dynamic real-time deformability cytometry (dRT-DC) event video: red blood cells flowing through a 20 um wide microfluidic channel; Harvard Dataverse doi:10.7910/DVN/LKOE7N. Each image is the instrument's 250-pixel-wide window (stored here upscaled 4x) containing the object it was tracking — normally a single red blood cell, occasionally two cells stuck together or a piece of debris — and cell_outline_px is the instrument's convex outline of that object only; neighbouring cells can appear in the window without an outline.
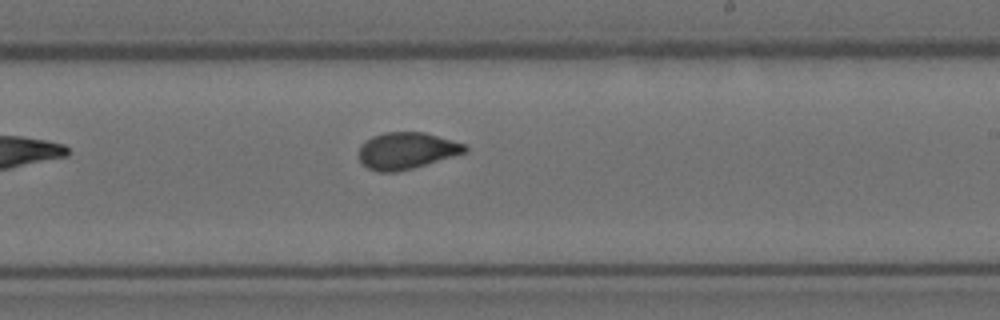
{"species": "Egyptian fruit bat (a non-hibernating species)", "species_latin": "Rousettus aegyptiacus", "temperature_condition": "room temperature", "stored_images_in_passage": 9, "camera_frame_rate_fps": 3000, "um_per_image_px": 0.085, "animal": {"sex": "female"}, "frame": {"image": 1, "passage_image": 9, "time_ms": 2.667, "image_size_px": [1000, 320], "cell_outline_px": [[468, 148], [464, 152], [412, 168], [396, 172], [380, 172], [368, 168], [360, 160], [360, 144], [364, 140], [372, 136], [384, 132], [424, 132], [464, 144]], "centroid_in_image_um": [34.5, 12.79], "position_along_channel_um": 254.5, "area_um2": 22.25}}